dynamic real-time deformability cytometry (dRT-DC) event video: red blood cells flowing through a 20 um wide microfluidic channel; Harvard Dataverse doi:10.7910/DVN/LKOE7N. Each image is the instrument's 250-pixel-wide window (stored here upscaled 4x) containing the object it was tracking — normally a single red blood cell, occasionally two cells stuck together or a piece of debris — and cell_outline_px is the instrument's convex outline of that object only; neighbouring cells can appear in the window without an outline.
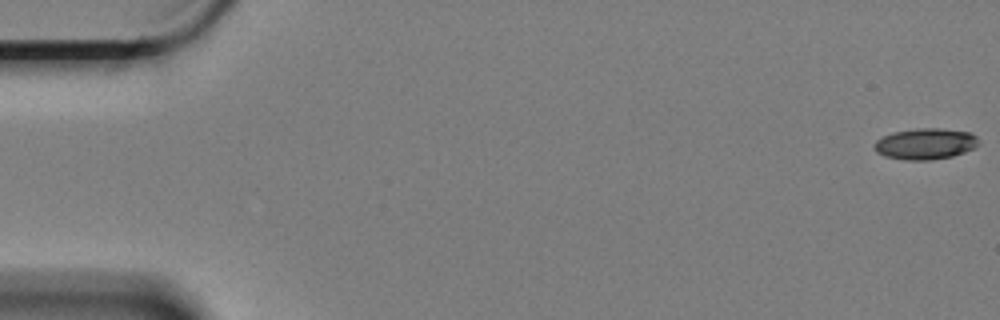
{"species": "Egyptian fruit bat (a non-hibernating species)", "species_latin": "Rousettus aegyptiacus", "temperature_condition": "cold", "stored_images_in_passage": 14, "camera_frame_rate_fps": 3000, "um_per_image_px": 0.085, "animal": {"sex": "female"}, "frame": {"image": 1, "passage_image": 1, "time_ms": 0.0, "image_size_px": [1000, 320], "cell_outline_px": [[980, 144], [964, 152], [952, 156], [932, 160], [904, 160], [884, 156], [876, 152], [872, 148], [872, 144], [876, 140], [892, 132], [916, 128], [940, 128], [972, 132], [976, 136]], "centroid_in_image_um": [78.63, 12.22], "position_along_channel_um": 6.4, "area_um2": 19.19}}